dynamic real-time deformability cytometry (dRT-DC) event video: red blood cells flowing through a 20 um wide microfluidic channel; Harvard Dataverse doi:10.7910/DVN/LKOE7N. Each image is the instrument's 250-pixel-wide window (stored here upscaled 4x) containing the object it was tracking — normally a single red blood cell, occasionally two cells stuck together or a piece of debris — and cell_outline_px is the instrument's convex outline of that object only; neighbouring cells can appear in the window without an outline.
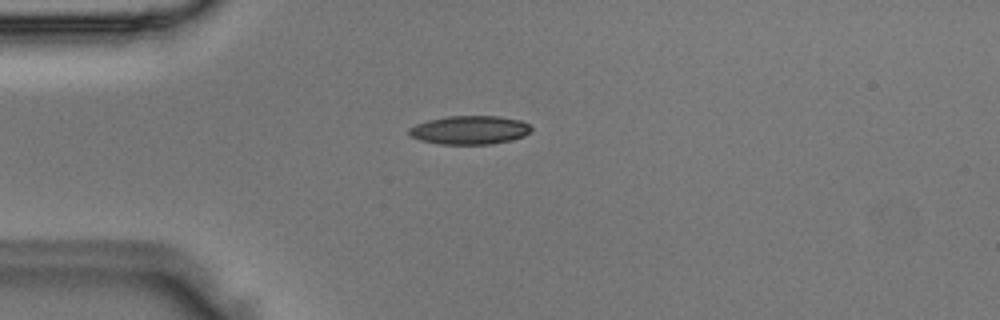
{"species": "Egyptian fruit bat (a non-hibernating species)", "species_latin": "Rousettus aegyptiacus", "temperature_condition": "room temperature", "stored_images_in_passage": 1, "camera_frame_rate_fps": 3000, "um_per_image_px": 0.085, "animal": {"sex": "male"}, "frame": {"image": 1, "passage_image": 1, "time_ms": 0.0, "image_size_px": [1000, 320], "cell_outline_px": [[532, 128], [524, 136], [512, 140], [492, 144], [440, 144], [420, 140], [412, 136], [408, 132], [408, 128], [416, 124], [428, 120], [448, 116], [500, 116], [520, 120], [528, 124]], "centroid_in_image_um": [39.92, 11.05], "position_along_channel_um": 45.1, "area_um2": 20.35}}